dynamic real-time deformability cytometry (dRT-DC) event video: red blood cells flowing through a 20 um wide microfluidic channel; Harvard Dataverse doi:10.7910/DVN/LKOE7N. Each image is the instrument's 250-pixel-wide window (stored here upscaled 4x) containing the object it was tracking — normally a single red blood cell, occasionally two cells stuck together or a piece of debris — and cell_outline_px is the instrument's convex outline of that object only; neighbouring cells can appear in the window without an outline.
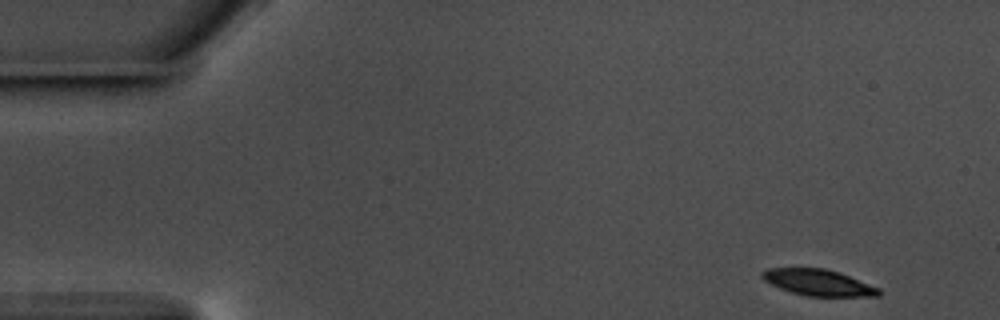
{"species": "common noctule bat (a hibernating species)", "species_latin": "Nyctalus noctula", "temperature_condition": "warm", "stored_images_in_passage": 55, "segment_of_instrument_passage": [1, 2], "camera_frame_rate_fps": 3000, "um_per_image_px": 0.085, "animal": {"sex": "male", "body_mass_g": 17.5, "forearm_length_mm": 52.3}, "frame": {"image": 1, "passage_image": 1, "time_ms": 0.0, "image_size_px": [1000, 320], "cell_outline_px": [[884, 292], [880, 296], [804, 296], [780, 288], [764, 280], [760, 276], [760, 272], [768, 268], [824, 268], [840, 272], [880, 288]], "centroid_in_image_um": [69.59, 24.01], "position_along_channel_um": 15.4, "area_um2": 17.98}}
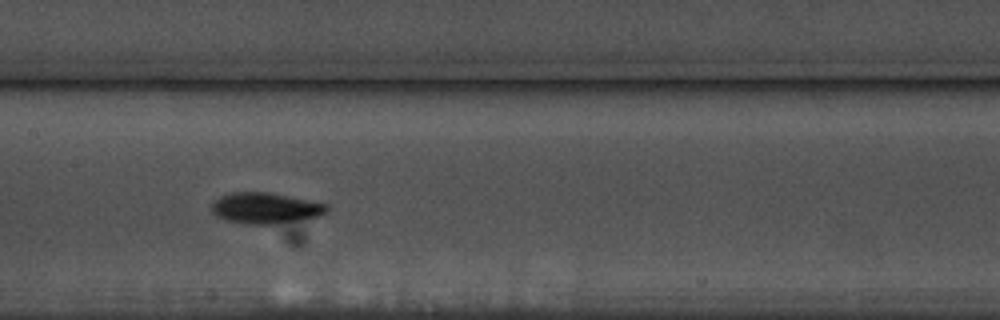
{"frame": {"image": 2, "passage_image": 25, "time_ms": 8.0, "image_size_px": [1000, 320], "cell_outline_px": [[328, 212], [316, 216], [276, 224], [244, 224], [224, 220], [216, 216], [212, 212], [212, 204], [220, 196], [232, 192], [268, 192], [292, 196], [328, 204]], "centroid_in_image_um": [22.54, 17.68], "position_along_channel_um": 184.9, "area_um2": 20.81}}
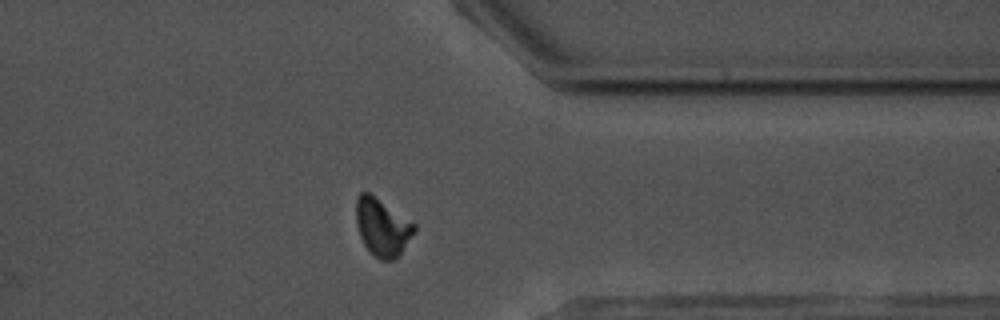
{"frame": {"image": 3, "passage_image": 42, "time_ms": 13.667, "image_size_px": [1000, 320], "cell_outline_px": [[416, 232], [400, 256], [392, 260], [380, 260], [364, 244], [360, 236], [356, 224], [356, 200], [360, 192], [368, 192], [416, 224]], "centroid_in_image_um": [32.52, 19.33], "position_along_channel_um": 378.9, "area_um2": 19.48}}